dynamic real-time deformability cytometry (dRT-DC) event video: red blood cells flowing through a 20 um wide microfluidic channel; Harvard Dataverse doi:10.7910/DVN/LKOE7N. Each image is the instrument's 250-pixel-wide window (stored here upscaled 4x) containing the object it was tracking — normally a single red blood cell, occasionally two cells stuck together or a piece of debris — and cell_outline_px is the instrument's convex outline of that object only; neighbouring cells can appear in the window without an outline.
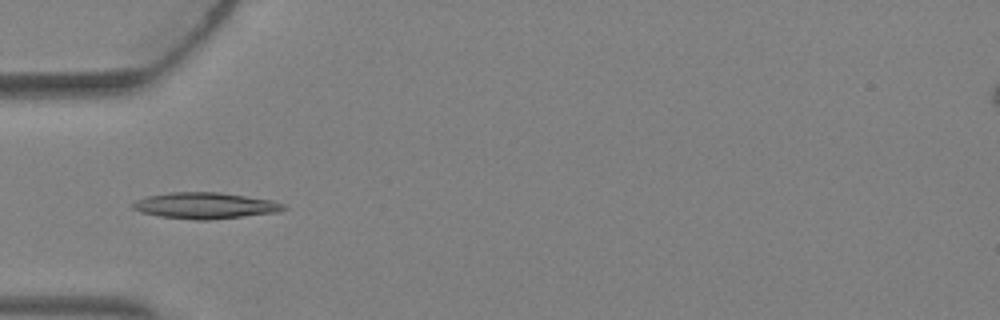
{"species": "Egyptian fruit bat (a non-hibernating species)", "species_latin": "Rousettus aegyptiacus", "temperature_condition": "warm", "stored_images_in_passage": 3, "camera_frame_rate_fps": 3000, "um_per_image_px": 0.085, "animal": {"sex": "female"}, "frame": {"image": 1, "passage_image": 2, "time_ms": 0.333, "image_size_px": [1000, 320], "cell_outline_px": [[288, 208], [280, 212], [208, 220], [192, 220], [160, 216], [140, 212], [132, 208], [132, 204], [136, 200], [148, 196], [168, 192], [220, 192], [272, 200], [284, 204]], "centroid_in_image_um": [17.45, 17.47], "position_along_channel_um": 67.5, "area_um2": 23.12}}
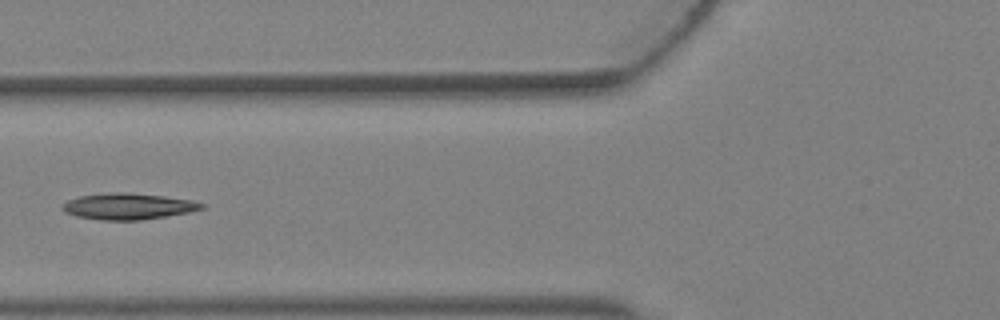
{"frame": {"image": 2, "passage_image": 3, "time_ms": 0.667, "image_size_px": [1000, 320], "cell_outline_px": [[208, 204], [204, 208], [192, 212], [140, 220], [100, 220], [76, 216], [64, 212], [60, 208], [68, 200], [80, 196], [112, 192], [124, 192], [164, 196], [192, 200]], "centroid_in_image_um": [10.93, 17.54], "position_along_channel_um": 114.9, "area_um2": 21.39}}